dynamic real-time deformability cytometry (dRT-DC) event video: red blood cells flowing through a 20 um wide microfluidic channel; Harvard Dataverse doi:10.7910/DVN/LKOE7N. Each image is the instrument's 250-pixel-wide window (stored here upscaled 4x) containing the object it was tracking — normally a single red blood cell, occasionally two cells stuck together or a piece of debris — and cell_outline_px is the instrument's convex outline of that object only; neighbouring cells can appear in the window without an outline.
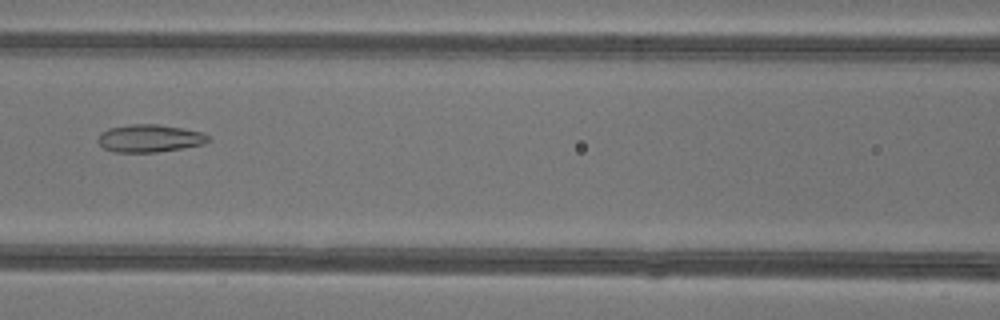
{"species": "common noctule bat (a hibernating species)", "species_latin": "Nyctalus noctula", "temperature_condition": "warm", "stored_images_in_passage": 50, "camera_frame_rate_fps": 3000, "um_per_image_px": 0.085, "animal": {"sex": "female"}, "frame": {"image": 1, "passage_image": 24, "time_ms": 7.667, "image_size_px": [1000, 320], "cell_outline_px": [[212, 140], [204, 144], [156, 152], [116, 152], [104, 148], [96, 140], [100, 132], [108, 128], [132, 124], [156, 124], [204, 132]], "centroid_in_image_um": [12.71, 11.75], "position_along_channel_um": 153.9, "area_um2": 17.74}}
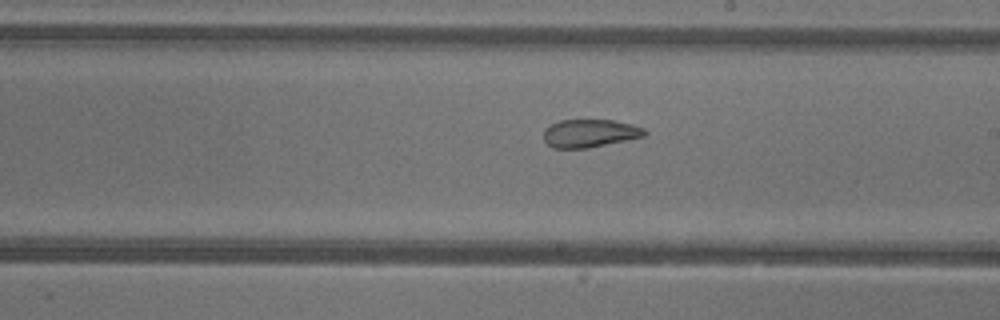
{"frame": {"image": 2, "passage_image": 30, "time_ms": 9.667, "image_size_px": [1000, 320], "cell_outline_px": [[648, 132], [644, 136], [588, 148], [552, 148], [544, 140], [544, 128], [560, 120], [612, 120], [632, 124], [644, 128]], "centroid_in_image_um": [50.12, 11.32], "position_along_channel_um": 238.9, "area_um2": 16.42}}
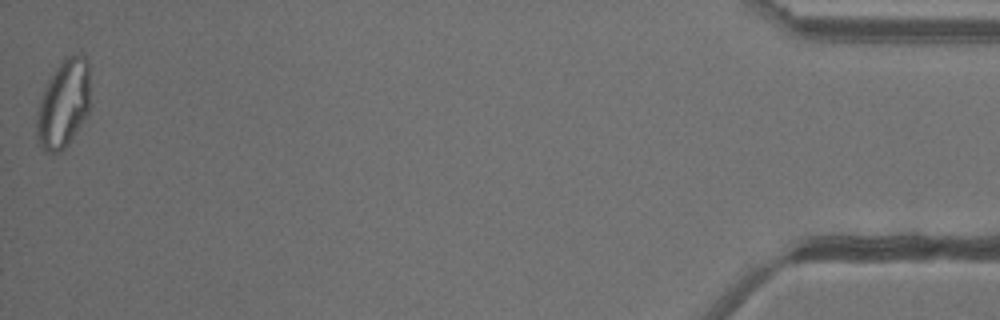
{"frame": {"image": 3, "passage_image": 50, "time_ms": 16.333, "image_size_px": [1000, 320], "cell_outline_px": [[88, 112], [68, 144], [60, 152], [44, 152], [36, 136], [36, 112], [44, 88], [48, 80], [56, 68], [68, 56], [76, 52], [80, 52], [88, 60]], "centroid_in_image_um": [5.37, 8.82], "position_along_channel_um": 429.8, "area_um2": 27.22}, "authors_computed_cell_mechanics": {"area_um2": 24.2182, "velocity_mm_per_s": 4.2558, "shape_relaxation_time_tau1_ms": null, "shape_relaxation_time_tau2_ms": 1.4752, "deformation_change_tau1": null, "deformation_change_tau2": 0.0809}}